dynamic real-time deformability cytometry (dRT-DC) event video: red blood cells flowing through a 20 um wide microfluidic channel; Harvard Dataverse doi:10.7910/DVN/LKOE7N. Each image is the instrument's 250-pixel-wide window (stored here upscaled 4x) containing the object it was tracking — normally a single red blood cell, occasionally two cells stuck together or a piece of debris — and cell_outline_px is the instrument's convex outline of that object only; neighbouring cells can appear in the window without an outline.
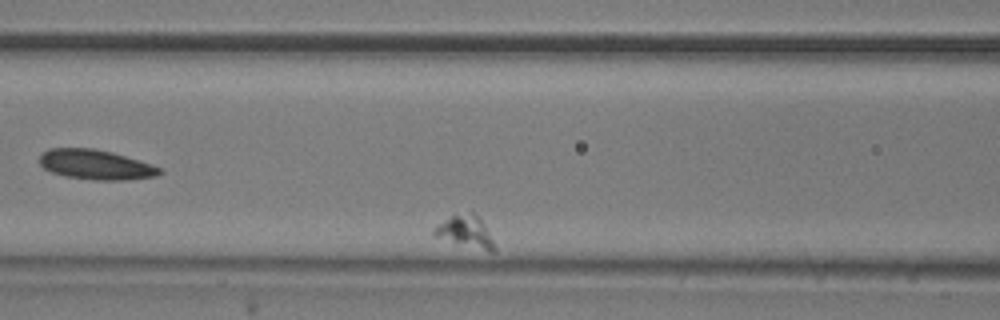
{"species": "common noctule bat (a hibernating species)", "species_latin": "Nyctalus noctula", "temperature_condition": "room temperature", "stored_images_in_passage": 50, "segment_of_instrument_passage": [2, 2], "camera_frame_rate_fps": 3000, "um_per_image_px": 0.085, "animal": {"sex": "male", "body_mass_g": 20.5, "forearm_length_mm": 52.5}, "frame": {"image": 1, "passage_image": 24, "time_ms": 7.667, "image_size_px": [1000, 320], "cell_outline_px": [[496, 252], [488, 252], [436, 236], [432, 232], [440, 224], [452, 216], [472, 212], [484, 224], [496, 248]], "centroid_in_image_um": [39.64, 19.72], "position_along_channel_um": 127.0, "area_um2": 10.46}}
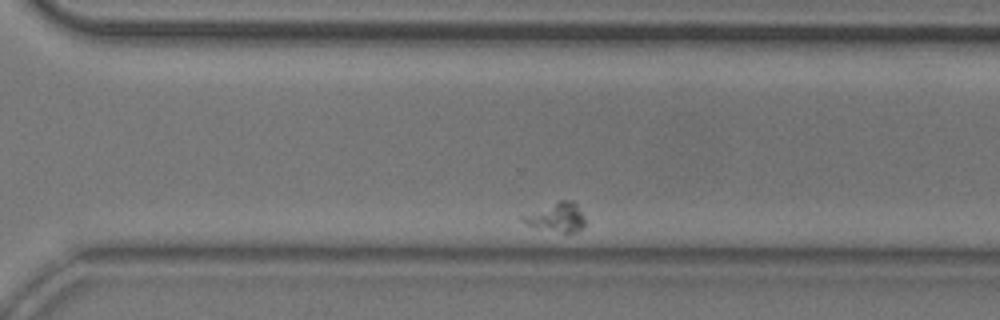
{"frame": {"image": 2, "passage_image": 45, "time_ms": 14.667, "image_size_px": [1000, 320], "cell_outline_px": [[584, 228], [576, 232], [564, 232], [536, 228], [528, 224], [520, 216], [556, 200], [572, 200], [576, 204], [584, 216]], "centroid_in_image_um": [47.32, 18.44], "position_along_channel_um": 323.3, "area_um2": 10.52}}
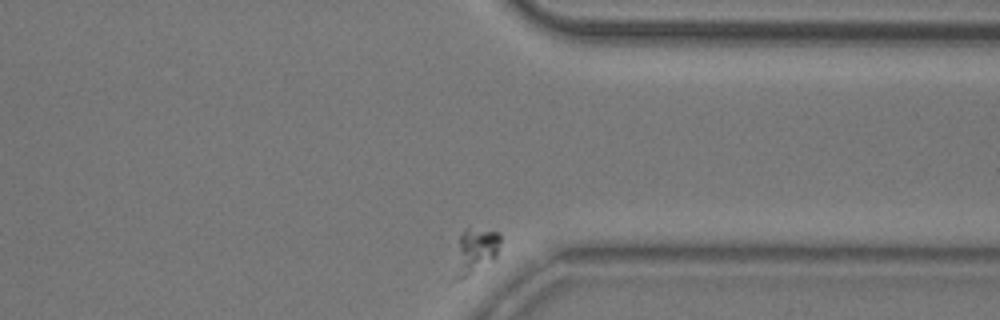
{"frame": {"image": 3, "passage_image": 50, "time_ms": 16.333, "image_size_px": [1000, 320], "cell_outline_px": [[500, 240], [496, 256], [492, 260], [460, 280], [452, 280], [460, 236], [464, 228], [468, 228], [500, 232]], "centroid_in_image_um": [40.37, 21.34], "position_along_channel_um": 371.0, "area_um2": 11.85}}